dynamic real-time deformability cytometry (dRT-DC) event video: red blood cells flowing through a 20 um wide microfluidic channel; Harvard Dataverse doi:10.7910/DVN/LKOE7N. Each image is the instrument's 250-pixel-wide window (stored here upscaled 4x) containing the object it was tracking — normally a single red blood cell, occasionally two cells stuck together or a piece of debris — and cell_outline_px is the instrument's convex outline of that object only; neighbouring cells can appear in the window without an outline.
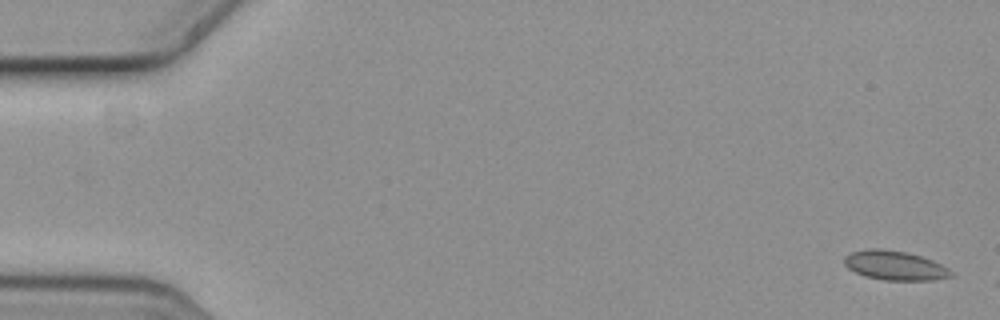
{"species": "common noctule bat (a hibernating species)", "species_latin": "Nyctalus noctula", "temperature_condition": "cold", "stored_images_in_passage": 4, "camera_frame_rate_fps": 3000, "um_per_image_px": 0.085, "animal": {"sex": "female", "body_mass_g": 19.3, "forearm_length_mm": 54.1}, "frame": {"image": 1, "passage_image": 1, "time_ms": 0.0, "image_size_px": [1000, 320], "cell_outline_px": [[956, 276], [936, 280], [884, 280], [864, 276], [848, 268], [844, 264], [844, 256], [852, 252], [868, 248], [880, 248], [908, 252], [932, 260], [948, 268]], "centroid_in_image_um": [76.08, 22.56], "position_along_channel_um": 8.9, "area_um2": 18.38}}